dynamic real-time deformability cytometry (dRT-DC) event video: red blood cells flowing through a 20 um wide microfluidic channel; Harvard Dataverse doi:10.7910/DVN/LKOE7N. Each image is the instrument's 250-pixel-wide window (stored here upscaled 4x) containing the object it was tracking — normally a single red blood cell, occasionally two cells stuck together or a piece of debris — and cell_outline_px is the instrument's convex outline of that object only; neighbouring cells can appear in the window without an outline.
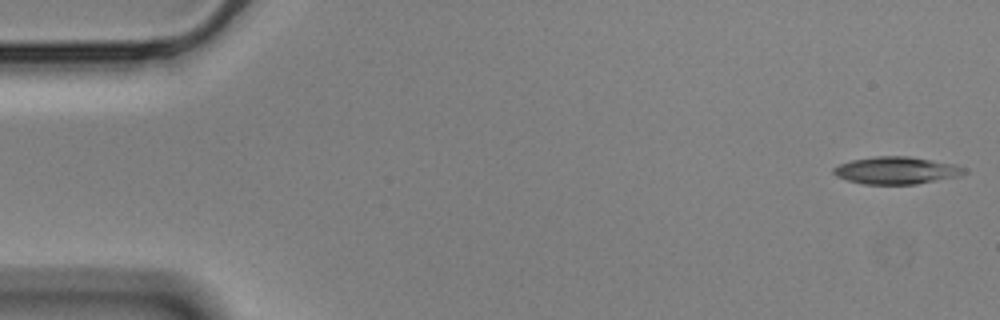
{"species": "Egyptian fruit bat (a non-hibernating species)", "species_latin": "Rousettus aegyptiacus", "temperature_condition": "cold", "stored_images_in_passage": 55, "camera_frame_rate_fps": 3000, "um_per_image_px": 0.085, "animal": {"sex": "male"}, "frame": {"image": 1, "passage_image": 1, "time_ms": 0.0, "image_size_px": [1000, 320], "cell_outline_px": [[968, 172], [960, 176], [916, 184], [864, 184], [848, 180], [836, 176], [832, 172], [832, 168], [840, 164], [852, 160], [876, 156], [908, 156], [956, 164], [964, 168]], "centroid_in_image_um": [76.21, 14.48], "position_along_channel_um": 8.8, "area_um2": 20.81}}
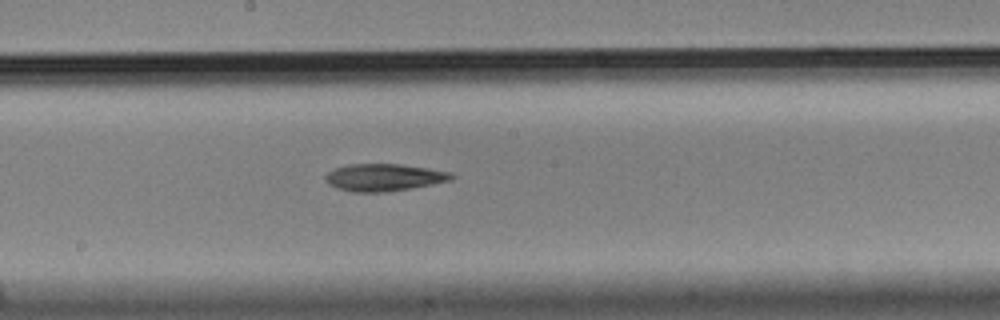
{"frame": {"image": 2, "passage_image": 29, "time_ms": 9.333, "image_size_px": [1000, 320], "cell_outline_px": [[456, 176], [452, 180], [432, 184], [384, 192], [352, 192], [336, 188], [328, 184], [324, 180], [324, 176], [328, 172], [336, 168], [348, 164], [400, 164], [428, 168], [452, 172]], "centroid_in_image_um": [32.62, 15.07], "position_along_channel_um": 215.6, "area_um2": 20.06}}
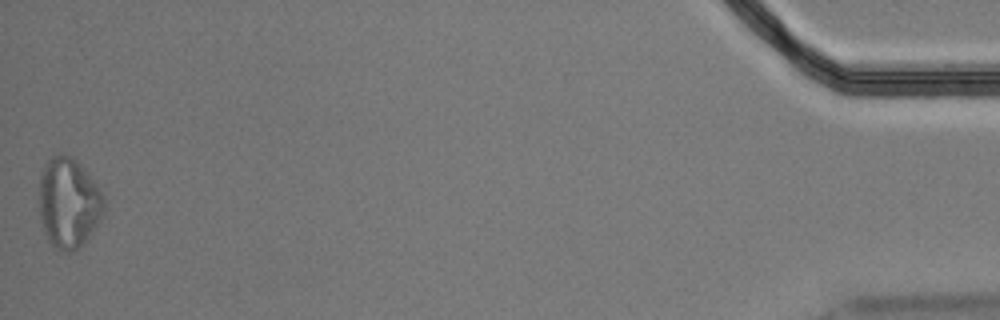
{"frame": {"image": 3, "passage_image": 55, "time_ms": 18.0, "image_size_px": [1000, 320], "cell_outline_px": [[104, 216], [92, 232], [76, 248], [68, 252], [64, 252], [52, 248], [44, 232], [40, 220], [40, 176], [44, 164], [52, 156], [68, 156], [76, 160], [84, 168], [96, 184], [104, 196]], "centroid_in_image_um": [5.83, 17.27], "position_along_channel_um": 429.4, "area_um2": 33.93}, "authors_computed_cell_mechanics": {"area_um2": 20.808, "velocity_mm_per_s": 3.5633, "shape_relaxation_time_tau1_ms": 4.8794, "shape_relaxation_time_tau2_ms": null, "deformation_change_tau1": 0.1268, "deformation_change_tau2": null}}